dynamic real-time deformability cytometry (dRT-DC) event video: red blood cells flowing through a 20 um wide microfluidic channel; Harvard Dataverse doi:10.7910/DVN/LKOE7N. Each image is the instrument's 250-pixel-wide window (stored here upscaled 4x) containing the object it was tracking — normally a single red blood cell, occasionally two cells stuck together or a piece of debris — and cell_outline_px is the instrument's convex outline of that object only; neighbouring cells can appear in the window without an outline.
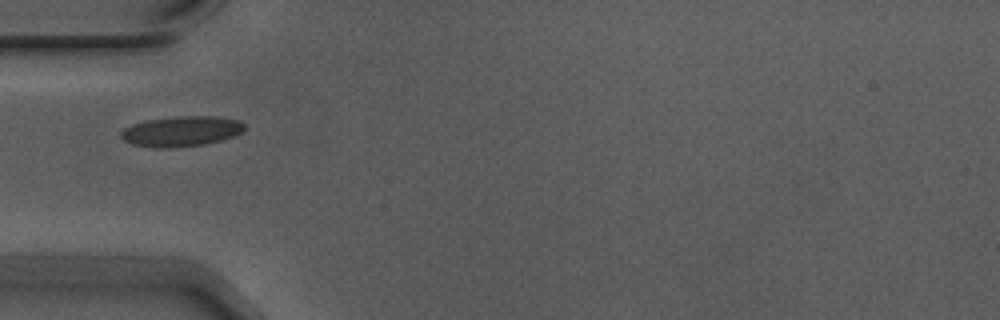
{"species": "Egyptian fruit bat (a non-hibernating species)", "species_latin": "Rousettus aegyptiacus", "temperature_condition": "warm", "stored_images_in_passage": 6, "camera_frame_rate_fps": 3000, "um_per_image_px": 0.085, "animal": {"sex": "male"}, "frame": {"image": 1, "passage_image": 1, "time_ms": 0.0, "image_size_px": [1000, 320], "cell_outline_px": [[244, 128], [236, 136], [204, 144], [168, 148], [156, 148], [132, 144], [124, 140], [120, 136], [120, 132], [124, 128], [132, 124], [148, 120], [176, 116], [212, 116], [240, 120], [244, 124]], "centroid_in_image_um": [15.4, 11.16], "position_along_channel_um": 69.6, "area_um2": 21.73}}
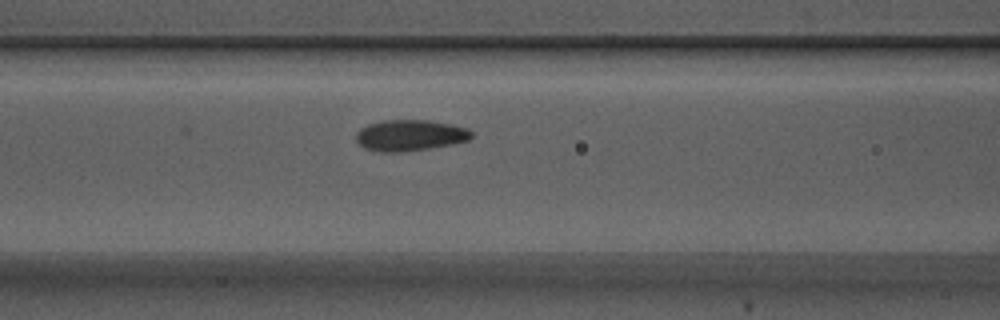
{"frame": {"image": 2, "passage_image": 6, "time_ms": 1.667, "image_size_px": [1000, 320], "cell_outline_px": [[472, 136], [468, 140], [452, 144], [428, 148], [400, 152], [380, 152], [364, 148], [356, 140], [356, 132], [360, 128], [368, 124], [384, 120], [428, 120], [452, 124], [468, 128], [472, 132]], "centroid_in_image_um": [34.84, 11.49], "position_along_channel_um": 131.8, "area_um2": 20.92}}